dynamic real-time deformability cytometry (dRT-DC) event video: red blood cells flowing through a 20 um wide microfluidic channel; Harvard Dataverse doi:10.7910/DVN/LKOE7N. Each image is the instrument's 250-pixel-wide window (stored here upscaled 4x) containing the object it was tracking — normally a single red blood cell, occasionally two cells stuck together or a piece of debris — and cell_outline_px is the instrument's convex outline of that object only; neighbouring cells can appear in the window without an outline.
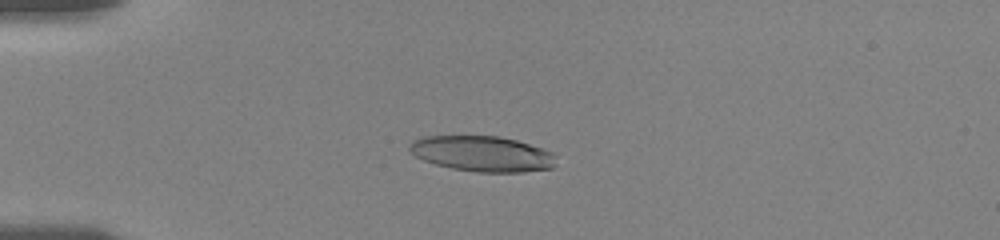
{"species": "human", "species_latin": "Homo sapiens", "temperature_condition": "room temperature", "stored_images_in_passage": 56, "camera_frame_rate_fps": 3000, "um_per_image_px": 0.085, "donor": {"sex": "female"}, "frame": {"image": 1, "passage_image": 15, "time_ms": 4.667, "image_size_px": [1000, 240], "cell_outline_px": [[556, 156], [552, 168], [524, 172], [476, 172], [452, 168], [436, 164], [424, 160], [416, 156], [408, 148], [412, 140], [420, 136], [500, 136], [516, 140], [552, 152]], "centroid_in_image_um": [40.98, 13.06], "position_along_channel_um": 44.0, "area_um2": 30.23}}
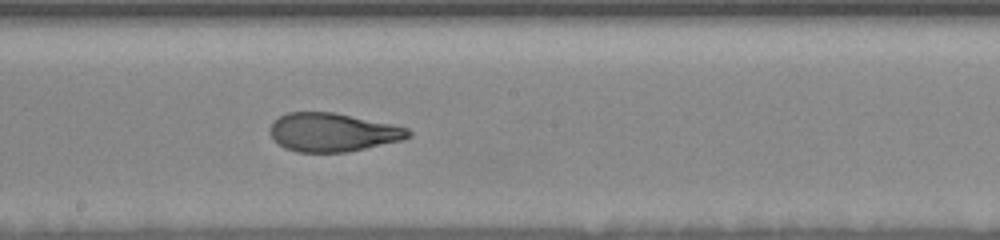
{"frame": {"image": 2, "passage_image": 32, "time_ms": 10.333, "image_size_px": [1000, 240], "cell_outline_px": [[412, 136], [404, 140], [348, 152], [296, 152], [284, 148], [272, 140], [272, 124], [280, 116], [288, 112], [332, 112], [392, 124], [408, 128], [412, 132]], "centroid_in_image_um": [28.32, 11.26], "position_along_channel_um": 219.9, "area_um2": 31.04}}
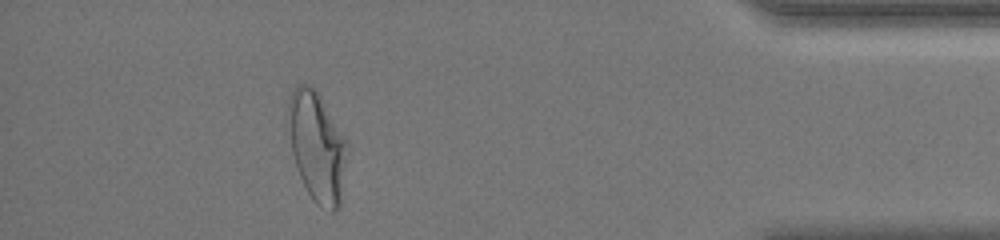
{"frame": {"image": 3, "passage_image": 51, "time_ms": 16.667, "image_size_px": [1000, 240], "cell_outline_px": [[348, 148], [340, 208], [336, 212], [332, 212], [316, 204], [308, 192], [300, 176], [292, 152], [288, 108], [288, 100], [292, 88], [296, 84], [308, 84], [316, 88], [348, 140]], "centroid_in_image_um": [26.99, 12.44], "position_along_channel_um": 408.2, "area_um2": 38.03}, "authors_computed_cell_mechanics": {"area_um2": 31.7611, "velocity_mm_per_s": 3.6324, "shape_relaxation_time_tau1_ms": 4.5259, "shape_relaxation_time_tau2_ms": 1.3481, "deformation_change_tau1": 0.2035, "deformation_change_tau2": 0.0777}}